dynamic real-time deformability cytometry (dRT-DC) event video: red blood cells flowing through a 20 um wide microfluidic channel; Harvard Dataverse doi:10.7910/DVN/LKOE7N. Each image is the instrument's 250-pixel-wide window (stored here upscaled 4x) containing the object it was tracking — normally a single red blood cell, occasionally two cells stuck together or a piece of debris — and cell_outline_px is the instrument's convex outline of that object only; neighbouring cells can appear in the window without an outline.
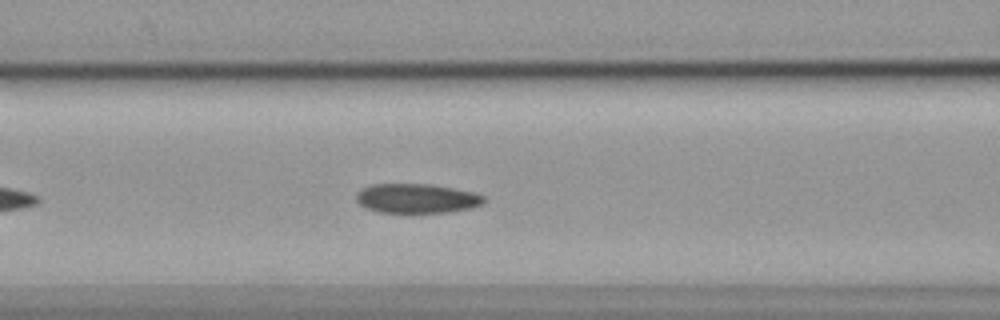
{"species": "common noctule bat (a hibernating species)", "species_latin": "Nyctalus noctula", "temperature_condition": "cold", "stored_images_in_passage": 39, "camera_frame_rate_fps": 3000, "um_per_image_px": 0.085, "animal": {"sex": "female", "body_mass_g": 19.9}, "frame": {"image": 1, "passage_image": 8, "time_ms": 2.333, "image_size_px": [1000, 320], "cell_outline_px": [[484, 200], [480, 204], [468, 208], [444, 212], [380, 212], [368, 208], [360, 204], [356, 200], [356, 192], [360, 188], [372, 184], [432, 184], [476, 192], [484, 196]], "centroid_in_image_um": [35.38, 16.84], "position_along_channel_um": 131.2, "area_um2": 21.73}}
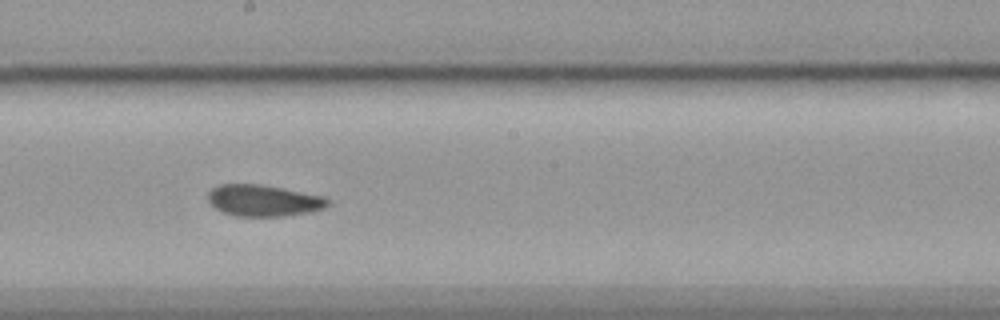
{"frame": {"image": 2, "passage_image": 16, "time_ms": 5.0, "image_size_px": [1000, 320], "cell_outline_px": [[332, 204], [324, 208], [312, 212], [284, 216], [236, 216], [220, 212], [208, 200], [208, 192], [212, 188], [220, 184], [260, 184], [324, 196]], "centroid_in_image_um": [22.41, 17.05], "position_along_channel_um": 225.8, "area_um2": 22.08}}
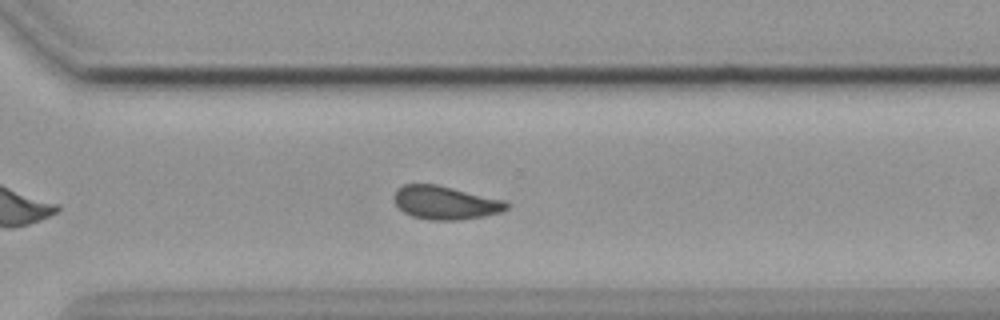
{"frame": {"image": 3, "passage_image": 25, "time_ms": 8.0, "image_size_px": [1000, 320], "cell_outline_px": [[508, 208], [500, 212], [484, 216], [460, 220], [428, 220], [412, 216], [404, 212], [396, 204], [392, 196], [396, 188], [404, 184], [436, 184], [504, 200], [508, 204]], "centroid_in_image_um": [37.81, 17.23], "position_along_channel_um": 332.8, "area_um2": 21.91}, "authors_computed_cell_mechanics": {"area_um2": 21.9062, "velocity_mm_per_s": 3.5635, "shape_relaxation_time_tau1_ms": null, "shape_relaxation_time_tau2_ms": 5.0567, "deformation_change_tau1": null, "deformation_change_tau2": 0.0881}}